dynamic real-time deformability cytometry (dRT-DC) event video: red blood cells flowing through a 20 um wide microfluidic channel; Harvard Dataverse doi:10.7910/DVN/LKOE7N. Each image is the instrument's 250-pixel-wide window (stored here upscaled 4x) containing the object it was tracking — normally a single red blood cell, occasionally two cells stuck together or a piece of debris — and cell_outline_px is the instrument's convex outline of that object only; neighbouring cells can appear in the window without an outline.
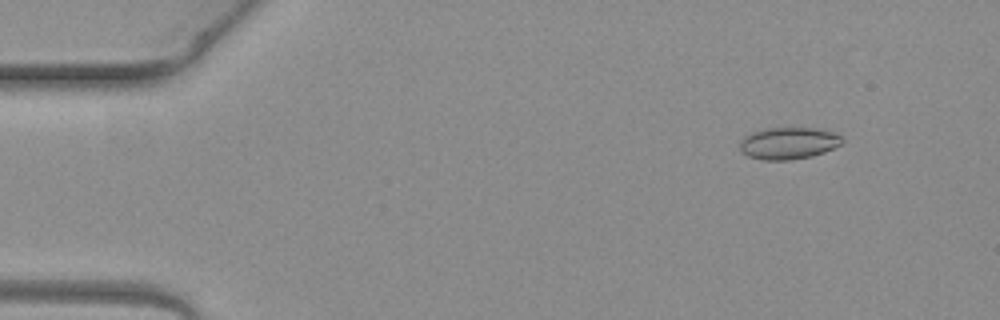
{"species": "common noctule bat (a hibernating species)", "species_latin": "Nyctalus noctula", "temperature_condition": "warm", "stored_images_in_passage": 4, "camera_frame_rate_fps": 3000, "um_per_image_px": 0.085, "animal": {"sex": "female", "body_mass_g": 19.3, "forearm_length_mm": 54.1}, "frame": {"image": 1, "passage_image": 2, "time_ms": 0.333, "image_size_px": [1000, 320], "cell_outline_px": [[844, 140], [840, 144], [824, 152], [812, 156], [788, 160], [764, 160], [748, 156], [740, 148], [740, 140], [744, 136], [752, 132], [764, 128], [820, 128], [836, 132]], "centroid_in_image_um": [67.03, 12.16], "position_along_channel_um": 18.0, "area_um2": 19.07}}